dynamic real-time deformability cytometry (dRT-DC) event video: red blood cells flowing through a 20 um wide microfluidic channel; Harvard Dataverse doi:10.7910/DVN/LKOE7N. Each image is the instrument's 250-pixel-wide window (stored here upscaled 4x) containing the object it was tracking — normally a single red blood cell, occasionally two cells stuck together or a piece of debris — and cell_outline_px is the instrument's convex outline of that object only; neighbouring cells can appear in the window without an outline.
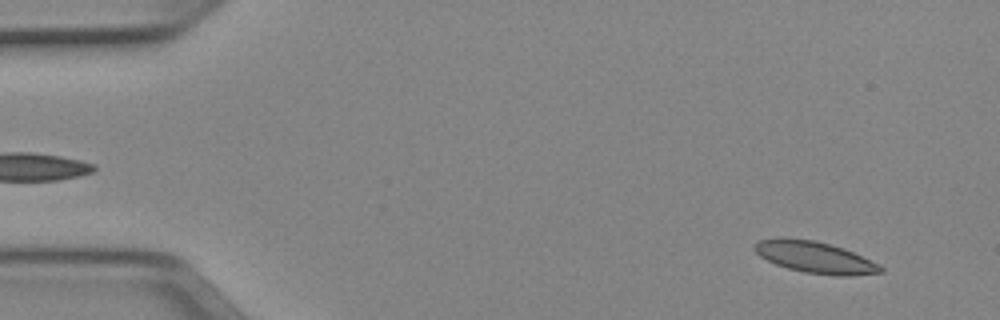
{"species": "Egyptian fruit bat (a non-hibernating species)", "species_latin": "Rousettus aegyptiacus", "temperature_condition": "cold", "stored_images_in_passage": 51, "segment_of_instrument_passage": [1, 2], "camera_frame_rate_fps": 3000, "um_per_image_px": 0.085, "animal": {"sex": "female"}, "frame": {"image": 1, "passage_image": 3, "time_ms": 0.667, "image_size_px": [1000, 320], "cell_outline_px": [[884, 272], [852, 276], [836, 276], [804, 272], [788, 268], [776, 264], [760, 256], [752, 248], [752, 244], [760, 240], [780, 236], [784, 236], [816, 240], [844, 248], [884, 268]], "centroid_in_image_um": [69.21, 21.84], "position_along_channel_um": 15.8, "area_um2": 23.35}}
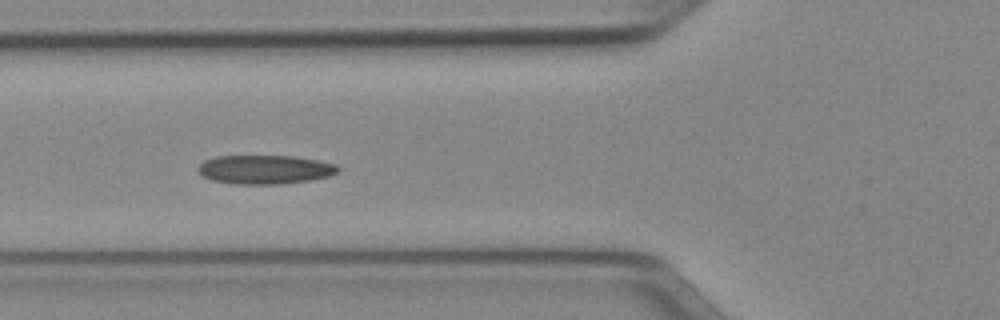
{"frame": {"image": 2, "passage_image": 18, "time_ms": 5.667, "image_size_px": [1000, 320], "cell_outline_px": [[340, 168], [336, 172], [328, 176], [308, 180], [280, 184], [232, 184], [212, 180], [204, 176], [196, 168], [204, 160], [216, 156], [296, 156], [320, 160], [336, 164]], "centroid_in_image_um": [22.51, 14.4], "position_along_channel_um": 103.3, "area_um2": 23.58}}
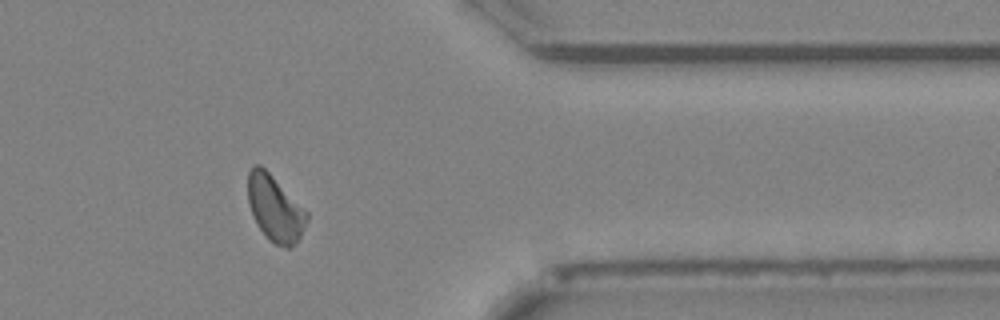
{"frame": {"image": 3, "passage_image": 41, "time_ms": 13.333, "image_size_px": [1000, 320], "cell_outline_px": [[308, 220], [300, 236], [288, 248], [284, 248], [268, 240], [256, 224], [248, 204], [248, 172], [252, 164], [260, 164], [308, 212]], "centroid_in_image_um": [23.34, 17.71], "position_along_channel_um": 388.1, "area_um2": 22.48}}